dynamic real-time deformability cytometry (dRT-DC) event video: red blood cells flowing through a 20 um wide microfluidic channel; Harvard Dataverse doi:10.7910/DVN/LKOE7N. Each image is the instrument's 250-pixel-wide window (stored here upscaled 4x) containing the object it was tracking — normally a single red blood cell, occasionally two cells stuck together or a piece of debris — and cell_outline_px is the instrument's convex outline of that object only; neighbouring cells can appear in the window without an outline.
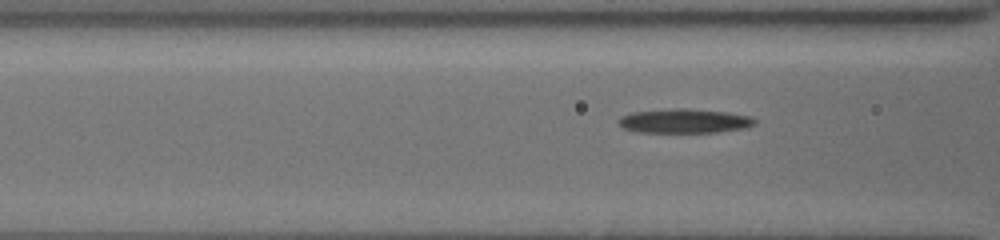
{"species": "common noctule bat (a hibernating species)", "species_latin": "Nyctalus noctula", "temperature_condition": "cold", "stored_images_in_passage": 14, "camera_frame_rate_fps": 3000, "um_per_image_px": 0.085, "animal": {"sex": "female", "body_mass_g": 19.5, "forearm_length_mm": 54.1}, "frame": {"image": 1, "passage_image": 12, "time_ms": 3.667, "image_size_px": [1000, 240], "cell_outline_px": [[756, 124], [744, 128], [716, 132], [640, 132], [624, 128], [620, 124], [620, 116], [632, 112], [676, 108], [688, 108], [728, 112], [752, 116], [756, 120]], "centroid_in_image_um": [58.23, 10.27], "position_along_channel_um": 108.4, "area_um2": 19.19}}